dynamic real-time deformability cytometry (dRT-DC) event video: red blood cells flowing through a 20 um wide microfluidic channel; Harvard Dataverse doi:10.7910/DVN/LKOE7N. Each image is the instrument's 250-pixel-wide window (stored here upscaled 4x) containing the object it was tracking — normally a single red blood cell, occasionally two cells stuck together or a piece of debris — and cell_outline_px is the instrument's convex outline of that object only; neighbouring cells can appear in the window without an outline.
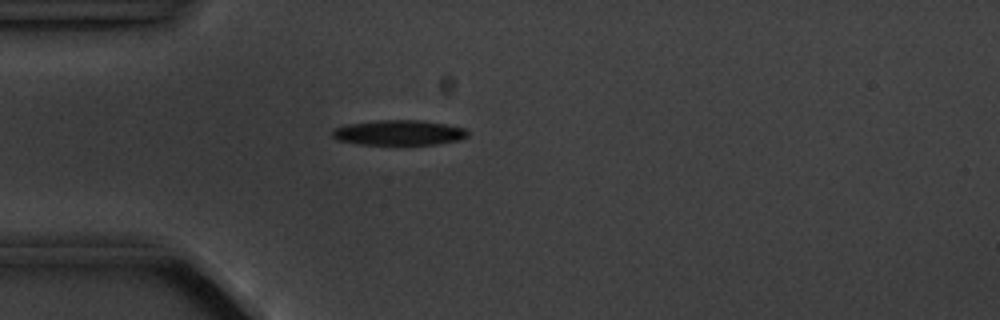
{"species": "common noctule bat (a hibernating species)", "species_latin": "Nyctalus noctula", "temperature_condition": "cold", "stored_images_in_passage": 6, "camera_frame_rate_fps": 3000, "um_per_image_px": 0.085, "animal": {"sex": "male", "body_mass_g": 20.1, "forearm_length_mm": 53.5}, "frame": {"image": 1, "passage_image": 5, "time_ms": 4.667, "image_size_px": [1000, 320], "cell_outline_px": [[468, 136], [460, 140], [436, 144], [360, 144], [336, 140], [332, 136], [332, 132], [336, 128], [344, 124], [376, 120], [424, 120], [464, 128], [468, 132]], "centroid_in_image_um": [33.89, 11.27], "position_along_channel_um": 51.1, "area_um2": 19.83}}